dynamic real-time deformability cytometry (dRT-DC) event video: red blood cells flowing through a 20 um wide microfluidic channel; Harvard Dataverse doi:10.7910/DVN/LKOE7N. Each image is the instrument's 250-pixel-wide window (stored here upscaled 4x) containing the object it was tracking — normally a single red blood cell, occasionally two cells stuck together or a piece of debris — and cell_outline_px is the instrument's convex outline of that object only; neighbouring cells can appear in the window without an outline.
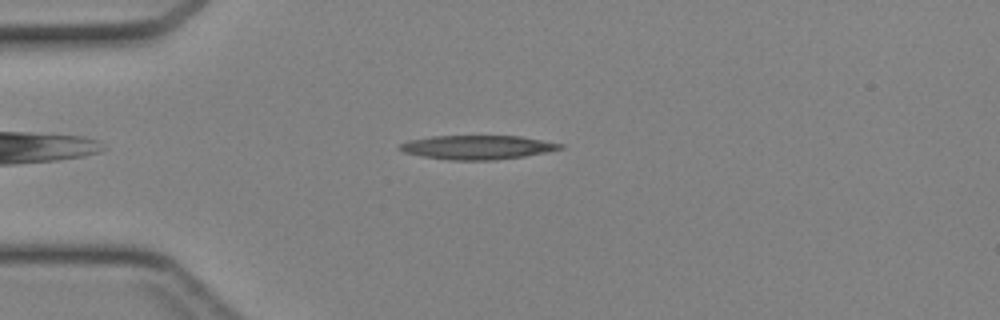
{"species": "Egyptian fruit bat (a non-hibernating species)", "species_latin": "Rousettus aegyptiacus", "temperature_condition": "cold", "stored_images_in_passage": 38, "camera_frame_rate_fps": 3000, "um_per_image_px": 0.085, "animal": {"sex": "female"}, "frame": {"image": 1, "passage_image": 6, "time_ms": 1.667, "image_size_px": [1000, 320], "cell_outline_px": [[564, 148], [548, 152], [524, 156], [492, 160], [448, 160], [424, 156], [404, 152], [396, 148], [400, 144], [408, 140], [432, 136], [520, 136], [564, 144]], "centroid_in_image_um": [40.58, 12.52], "position_along_channel_um": 44.4, "area_um2": 22.43}}
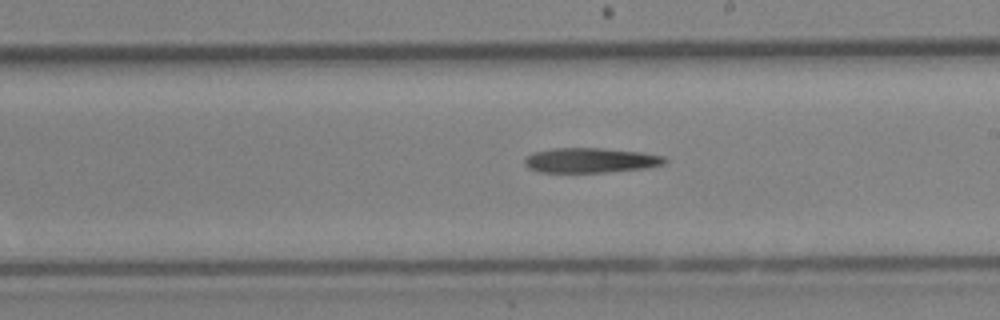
{"frame": {"image": 2, "passage_image": 20, "time_ms": 6.333, "image_size_px": [1000, 320], "cell_outline_px": [[668, 160], [664, 164], [648, 168], [608, 172], [540, 172], [528, 168], [524, 164], [524, 160], [532, 152], [552, 148], [600, 148], [640, 152], [664, 156]], "centroid_in_image_um": [50.2, 13.63], "position_along_channel_um": 238.8, "area_um2": 20.4}}
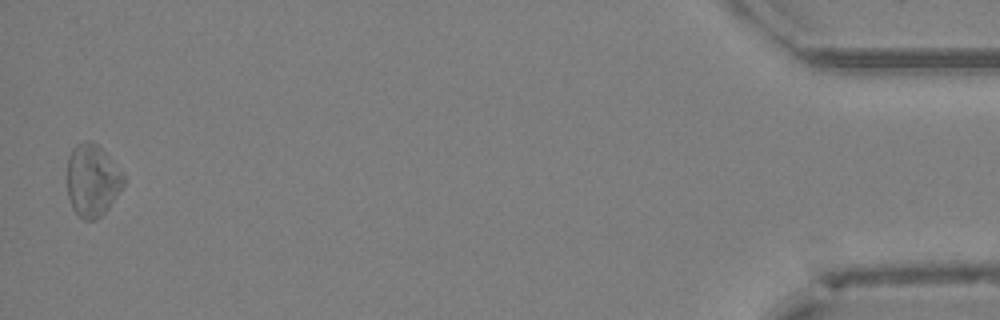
{"frame": {"image": 3, "passage_image": 38, "time_ms": 12.333, "image_size_px": [1000, 320], "cell_outline_px": [[124, 184], [108, 208], [96, 220], [84, 220], [72, 208], [68, 196], [68, 156], [72, 148], [76, 144], [84, 140], [88, 140], [96, 144], [108, 156], [124, 176]], "centroid_in_image_um": [7.82, 15.33], "position_along_channel_um": 427.4, "area_um2": 23.41}}